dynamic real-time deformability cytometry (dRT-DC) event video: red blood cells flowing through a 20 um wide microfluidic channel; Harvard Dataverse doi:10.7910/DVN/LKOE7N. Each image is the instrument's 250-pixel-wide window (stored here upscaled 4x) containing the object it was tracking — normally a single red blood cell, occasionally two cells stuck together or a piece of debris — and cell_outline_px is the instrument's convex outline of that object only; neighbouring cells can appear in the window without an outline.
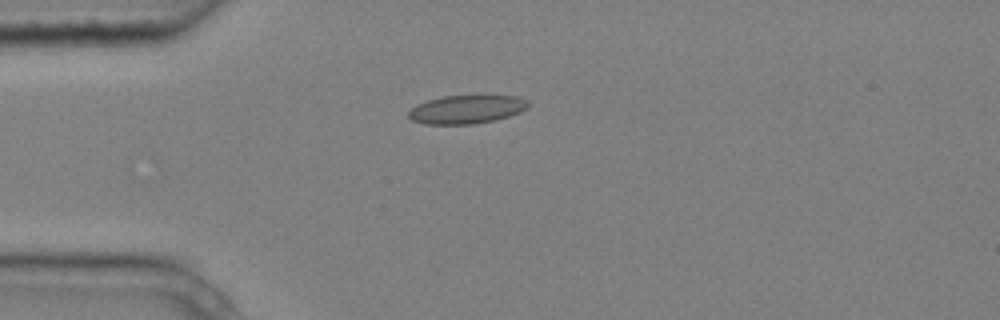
{"species": "common noctule bat (a hibernating species)", "species_latin": "Nyctalus noctula", "temperature_condition": "cold", "stored_images_in_passage": 6, "camera_frame_rate_fps": 3000, "um_per_image_px": 0.085, "animal": {"sex": "male", "body_mass_g": 20.4}, "frame": {"image": 1, "passage_image": 4, "time_ms": 1.0, "image_size_px": [1000, 320], "cell_outline_px": [[528, 108], [520, 112], [496, 120], [472, 124], [424, 124], [412, 120], [408, 116], [408, 112], [416, 104], [428, 100], [444, 96], [516, 96], [528, 100]], "centroid_in_image_um": [39.65, 9.3], "position_along_channel_um": 45.3, "area_um2": 19.77}}
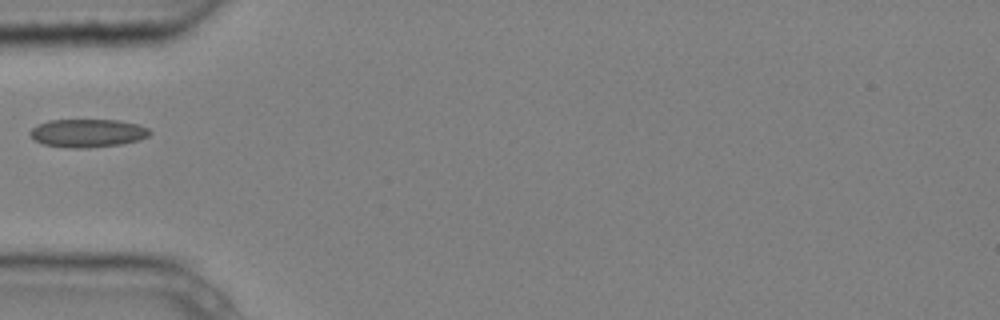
{"frame": {"image": 2, "passage_image": 5, "time_ms": 1.333, "image_size_px": [1000, 320], "cell_outline_px": [[152, 132], [148, 136], [140, 140], [120, 144], [84, 148], [76, 148], [44, 144], [36, 140], [28, 132], [36, 124], [48, 120], [120, 120], [136, 124], [148, 128]], "centroid_in_image_um": [7.46, 11.3], "position_along_channel_um": 77.5, "area_um2": 19.54}}
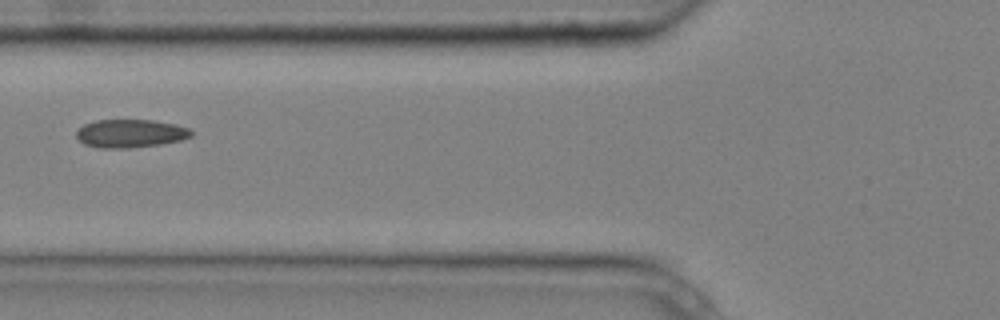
{"frame": {"image": 3, "passage_image": 6, "time_ms": 1.667, "image_size_px": [1000, 320], "cell_outline_px": [[192, 136], [180, 140], [160, 144], [128, 148], [100, 148], [84, 144], [76, 136], [76, 132], [84, 124], [96, 120], [152, 120], [176, 124], [188, 128], [192, 132]], "centroid_in_image_um": [11.08, 11.34], "position_along_channel_um": 114.7, "area_um2": 18.79}}